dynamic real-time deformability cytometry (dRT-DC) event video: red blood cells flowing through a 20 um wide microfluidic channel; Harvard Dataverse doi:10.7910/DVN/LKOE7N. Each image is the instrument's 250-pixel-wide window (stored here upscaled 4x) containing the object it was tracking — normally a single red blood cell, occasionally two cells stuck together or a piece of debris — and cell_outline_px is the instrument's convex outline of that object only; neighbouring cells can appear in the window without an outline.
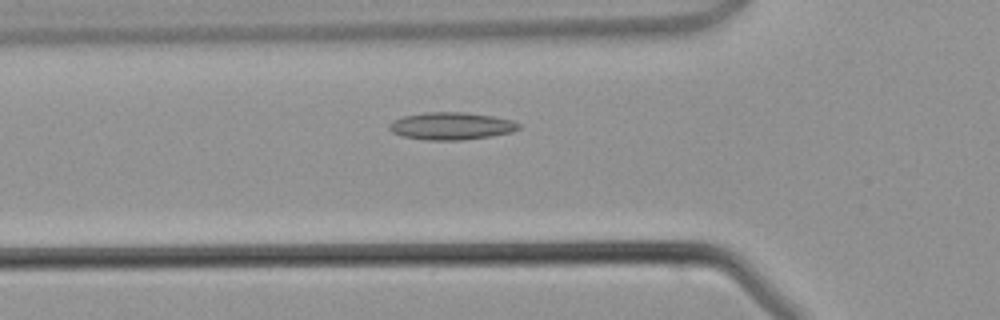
{"species": "common noctule bat (a hibernating species)", "species_latin": "Nyctalus noctula", "temperature_condition": "warm", "stored_images_in_passage": 40, "camera_frame_rate_fps": 3000, "um_per_image_px": 0.085, "animal": {"sex": "male", "body_mass_g": 21.5, "forearm_length_mm": 52.0}, "frame": {"image": 1, "passage_image": 11, "time_ms": 3.333, "image_size_px": [1000, 320], "cell_outline_px": [[520, 128], [512, 132], [492, 136], [460, 140], [424, 140], [400, 136], [392, 132], [388, 128], [388, 124], [392, 120], [404, 116], [424, 112], [464, 112], [492, 116], [512, 120], [520, 124]], "centroid_in_image_um": [38.32, 10.71], "position_along_channel_um": 87.5, "area_um2": 20.87}}
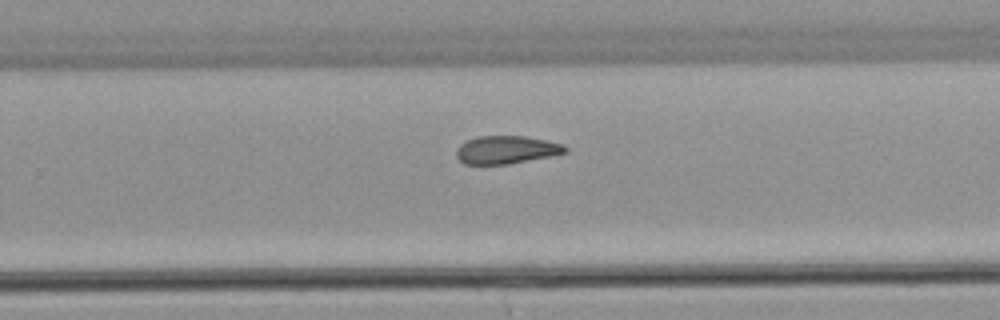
{"frame": {"image": 2, "passage_image": 24, "time_ms": 7.667, "image_size_px": [1000, 320], "cell_outline_px": [[568, 152], [552, 156], [508, 164], [464, 164], [456, 156], [456, 148], [460, 144], [468, 140], [480, 136], [524, 136], [564, 144], [568, 148]], "centroid_in_image_um": [43.06, 12.74], "position_along_channel_um": 286.7, "area_um2": 17.74}}
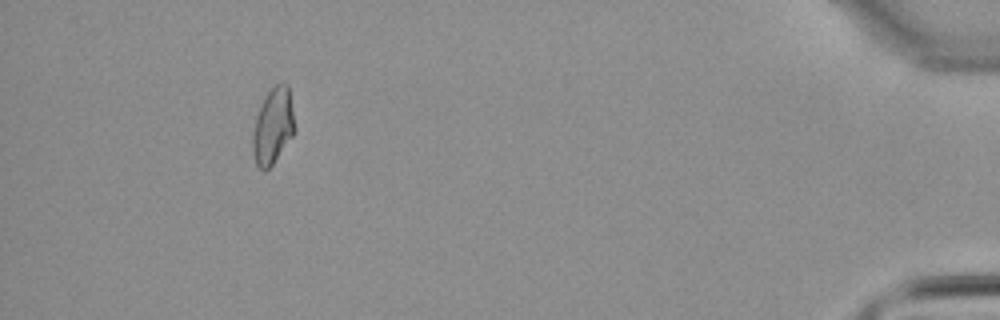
{"frame": {"image": 3, "passage_image": 37, "time_ms": 12.0, "image_size_px": [1000, 320], "cell_outline_px": [[296, 128], [292, 136], [272, 164], [264, 172], [256, 164], [252, 152], [252, 136], [256, 116], [264, 96], [276, 84], [288, 84]], "centroid_in_image_um": [23.19, 10.72], "position_along_channel_um": 412.0, "area_um2": 18.5}}